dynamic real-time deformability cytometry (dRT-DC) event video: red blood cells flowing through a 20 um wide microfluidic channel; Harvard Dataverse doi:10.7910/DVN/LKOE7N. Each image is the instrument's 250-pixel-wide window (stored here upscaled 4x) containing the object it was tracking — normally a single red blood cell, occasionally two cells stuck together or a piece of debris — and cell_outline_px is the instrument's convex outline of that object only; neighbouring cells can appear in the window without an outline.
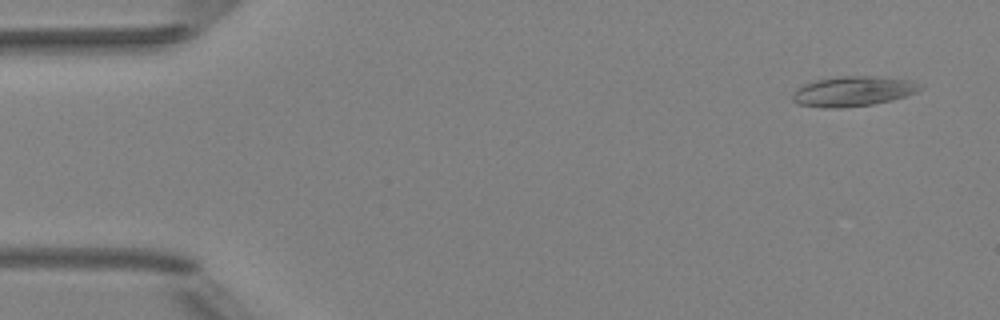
{"species": "Egyptian fruit bat (a non-hibernating species)", "species_latin": "Rousettus aegyptiacus", "temperature_condition": "room temperature", "stored_images_in_passage": 4, "camera_frame_rate_fps": 3000, "um_per_image_px": 0.085, "animal": {"sex": "female"}, "frame": {"image": 1, "passage_image": 1, "time_ms": 0.0, "image_size_px": [1000, 320], "cell_outline_px": [[924, 88], [916, 92], [892, 100], [872, 104], [840, 108], [824, 108], [796, 104], [792, 100], [792, 96], [796, 88], [804, 84], [816, 80], [836, 76], [872, 76], [908, 80]], "centroid_in_image_um": [72.43, 7.76], "position_along_channel_um": 12.6, "area_um2": 22.2}}
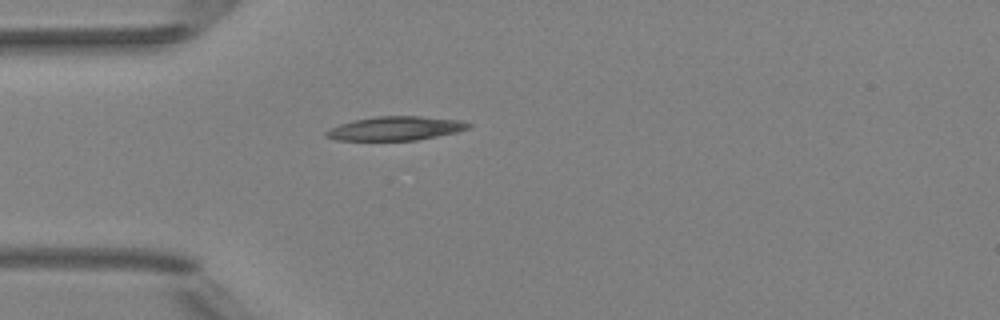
{"frame": {"image": 2, "passage_image": 4, "time_ms": 3.667, "image_size_px": [1000, 320], "cell_outline_px": [[472, 128], [456, 132], [416, 140], [336, 140], [324, 136], [324, 132], [340, 124], [352, 120], [376, 116], [420, 116], [460, 120], [472, 124]], "centroid_in_image_um": [33.63, 10.91], "position_along_channel_um": 51.4, "area_um2": 19.83}}